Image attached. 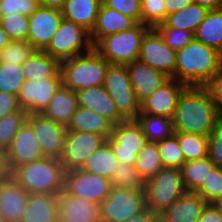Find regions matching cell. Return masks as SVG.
I'll return each instance as SVG.
<instances>
[{
    "instance_id": "1",
    "label": "cell",
    "mask_w": 222,
    "mask_h": 222,
    "mask_svg": "<svg viewBox=\"0 0 222 222\" xmlns=\"http://www.w3.org/2000/svg\"><path fill=\"white\" fill-rule=\"evenodd\" d=\"M217 116L216 106L205 87H186L173 117L174 131L209 136Z\"/></svg>"
},
{
    "instance_id": "2",
    "label": "cell",
    "mask_w": 222,
    "mask_h": 222,
    "mask_svg": "<svg viewBox=\"0 0 222 222\" xmlns=\"http://www.w3.org/2000/svg\"><path fill=\"white\" fill-rule=\"evenodd\" d=\"M222 69V54L195 39L176 51L175 80L204 87Z\"/></svg>"
},
{
    "instance_id": "3",
    "label": "cell",
    "mask_w": 222,
    "mask_h": 222,
    "mask_svg": "<svg viewBox=\"0 0 222 222\" xmlns=\"http://www.w3.org/2000/svg\"><path fill=\"white\" fill-rule=\"evenodd\" d=\"M65 169L59 159L42 158L14 169L10 176L30 194H59L64 189Z\"/></svg>"
},
{
    "instance_id": "4",
    "label": "cell",
    "mask_w": 222,
    "mask_h": 222,
    "mask_svg": "<svg viewBox=\"0 0 222 222\" xmlns=\"http://www.w3.org/2000/svg\"><path fill=\"white\" fill-rule=\"evenodd\" d=\"M109 62L94 48L85 54L60 62L63 86L77 92L104 83Z\"/></svg>"
},
{
    "instance_id": "5",
    "label": "cell",
    "mask_w": 222,
    "mask_h": 222,
    "mask_svg": "<svg viewBox=\"0 0 222 222\" xmlns=\"http://www.w3.org/2000/svg\"><path fill=\"white\" fill-rule=\"evenodd\" d=\"M150 28L137 23L130 30L101 38L93 48L110 64L126 65L139 58L141 41Z\"/></svg>"
},
{
    "instance_id": "6",
    "label": "cell",
    "mask_w": 222,
    "mask_h": 222,
    "mask_svg": "<svg viewBox=\"0 0 222 222\" xmlns=\"http://www.w3.org/2000/svg\"><path fill=\"white\" fill-rule=\"evenodd\" d=\"M144 193L147 208L160 215L186 193L181 169L163 168L145 182Z\"/></svg>"
},
{
    "instance_id": "7",
    "label": "cell",
    "mask_w": 222,
    "mask_h": 222,
    "mask_svg": "<svg viewBox=\"0 0 222 222\" xmlns=\"http://www.w3.org/2000/svg\"><path fill=\"white\" fill-rule=\"evenodd\" d=\"M92 49L90 33L78 24L63 18L44 52L62 62L88 53Z\"/></svg>"
},
{
    "instance_id": "8",
    "label": "cell",
    "mask_w": 222,
    "mask_h": 222,
    "mask_svg": "<svg viewBox=\"0 0 222 222\" xmlns=\"http://www.w3.org/2000/svg\"><path fill=\"white\" fill-rule=\"evenodd\" d=\"M147 209L144 190L112 186L100 204L103 222H125Z\"/></svg>"
},
{
    "instance_id": "9",
    "label": "cell",
    "mask_w": 222,
    "mask_h": 222,
    "mask_svg": "<svg viewBox=\"0 0 222 222\" xmlns=\"http://www.w3.org/2000/svg\"><path fill=\"white\" fill-rule=\"evenodd\" d=\"M103 87L125 120L136 119L140 114V104L136 100L126 65L109 64Z\"/></svg>"
},
{
    "instance_id": "10",
    "label": "cell",
    "mask_w": 222,
    "mask_h": 222,
    "mask_svg": "<svg viewBox=\"0 0 222 222\" xmlns=\"http://www.w3.org/2000/svg\"><path fill=\"white\" fill-rule=\"evenodd\" d=\"M121 164L135 166L137 155L147 142L136 119H127L114 125L111 136L106 140Z\"/></svg>"
},
{
    "instance_id": "11",
    "label": "cell",
    "mask_w": 222,
    "mask_h": 222,
    "mask_svg": "<svg viewBox=\"0 0 222 222\" xmlns=\"http://www.w3.org/2000/svg\"><path fill=\"white\" fill-rule=\"evenodd\" d=\"M111 188V180L101 175L80 168L65 172L64 189L83 200L101 204L109 195Z\"/></svg>"
},
{
    "instance_id": "12",
    "label": "cell",
    "mask_w": 222,
    "mask_h": 222,
    "mask_svg": "<svg viewBox=\"0 0 222 222\" xmlns=\"http://www.w3.org/2000/svg\"><path fill=\"white\" fill-rule=\"evenodd\" d=\"M138 60L175 79L176 51L164 43L154 28L143 36Z\"/></svg>"
},
{
    "instance_id": "13",
    "label": "cell",
    "mask_w": 222,
    "mask_h": 222,
    "mask_svg": "<svg viewBox=\"0 0 222 222\" xmlns=\"http://www.w3.org/2000/svg\"><path fill=\"white\" fill-rule=\"evenodd\" d=\"M106 140L104 136L95 133L67 131L64 151L60 159L65 171L81 168Z\"/></svg>"
},
{
    "instance_id": "14",
    "label": "cell",
    "mask_w": 222,
    "mask_h": 222,
    "mask_svg": "<svg viewBox=\"0 0 222 222\" xmlns=\"http://www.w3.org/2000/svg\"><path fill=\"white\" fill-rule=\"evenodd\" d=\"M62 85L60 71L53 78L43 81L26 80L17 95L20 108L28 114H41Z\"/></svg>"
},
{
    "instance_id": "15",
    "label": "cell",
    "mask_w": 222,
    "mask_h": 222,
    "mask_svg": "<svg viewBox=\"0 0 222 222\" xmlns=\"http://www.w3.org/2000/svg\"><path fill=\"white\" fill-rule=\"evenodd\" d=\"M26 122L32 127L44 157L61 159L67 128L42 114H28Z\"/></svg>"
},
{
    "instance_id": "16",
    "label": "cell",
    "mask_w": 222,
    "mask_h": 222,
    "mask_svg": "<svg viewBox=\"0 0 222 222\" xmlns=\"http://www.w3.org/2000/svg\"><path fill=\"white\" fill-rule=\"evenodd\" d=\"M5 154L10 173L22 165L44 158L40 143L27 122L20 128Z\"/></svg>"
},
{
    "instance_id": "17",
    "label": "cell",
    "mask_w": 222,
    "mask_h": 222,
    "mask_svg": "<svg viewBox=\"0 0 222 222\" xmlns=\"http://www.w3.org/2000/svg\"><path fill=\"white\" fill-rule=\"evenodd\" d=\"M62 19L63 16L60 10L39 6L38 9L29 16L27 42L38 51H44L57 32Z\"/></svg>"
},
{
    "instance_id": "18",
    "label": "cell",
    "mask_w": 222,
    "mask_h": 222,
    "mask_svg": "<svg viewBox=\"0 0 222 222\" xmlns=\"http://www.w3.org/2000/svg\"><path fill=\"white\" fill-rule=\"evenodd\" d=\"M187 86L170 78L140 105V114L173 119L180 95Z\"/></svg>"
},
{
    "instance_id": "19",
    "label": "cell",
    "mask_w": 222,
    "mask_h": 222,
    "mask_svg": "<svg viewBox=\"0 0 222 222\" xmlns=\"http://www.w3.org/2000/svg\"><path fill=\"white\" fill-rule=\"evenodd\" d=\"M126 67L136 100L140 105L170 79L166 74L139 60L126 64Z\"/></svg>"
},
{
    "instance_id": "20",
    "label": "cell",
    "mask_w": 222,
    "mask_h": 222,
    "mask_svg": "<svg viewBox=\"0 0 222 222\" xmlns=\"http://www.w3.org/2000/svg\"><path fill=\"white\" fill-rule=\"evenodd\" d=\"M101 220L100 204L83 200L63 189L58 194V222Z\"/></svg>"
},
{
    "instance_id": "21",
    "label": "cell",
    "mask_w": 222,
    "mask_h": 222,
    "mask_svg": "<svg viewBox=\"0 0 222 222\" xmlns=\"http://www.w3.org/2000/svg\"><path fill=\"white\" fill-rule=\"evenodd\" d=\"M28 198L11 176L0 182V207L6 222H22Z\"/></svg>"
},
{
    "instance_id": "22",
    "label": "cell",
    "mask_w": 222,
    "mask_h": 222,
    "mask_svg": "<svg viewBox=\"0 0 222 222\" xmlns=\"http://www.w3.org/2000/svg\"><path fill=\"white\" fill-rule=\"evenodd\" d=\"M78 106L89 108L106 117L114 125L125 119L118 113L115 103L103 85L89 87L76 92Z\"/></svg>"
},
{
    "instance_id": "23",
    "label": "cell",
    "mask_w": 222,
    "mask_h": 222,
    "mask_svg": "<svg viewBox=\"0 0 222 222\" xmlns=\"http://www.w3.org/2000/svg\"><path fill=\"white\" fill-rule=\"evenodd\" d=\"M207 202L196 192H186L160 214V222H198Z\"/></svg>"
},
{
    "instance_id": "24",
    "label": "cell",
    "mask_w": 222,
    "mask_h": 222,
    "mask_svg": "<svg viewBox=\"0 0 222 222\" xmlns=\"http://www.w3.org/2000/svg\"><path fill=\"white\" fill-rule=\"evenodd\" d=\"M136 24L137 22L133 18L101 4L95 27L90 33L91 43L94 46L101 38L130 30Z\"/></svg>"
},
{
    "instance_id": "25",
    "label": "cell",
    "mask_w": 222,
    "mask_h": 222,
    "mask_svg": "<svg viewBox=\"0 0 222 222\" xmlns=\"http://www.w3.org/2000/svg\"><path fill=\"white\" fill-rule=\"evenodd\" d=\"M113 127L114 124L106 117L89 108L78 106L66 128L67 131L90 132L108 139L112 134Z\"/></svg>"
},
{
    "instance_id": "26",
    "label": "cell",
    "mask_w": 222,
    "mask_h": 222,
    "mask_svg": "<svg viewBox=\"0 0 222 222\" xmlns=\"http://www.w3.org/2000/svg\"><path fill=\"white\" fill-rule=\"evenodd\" d=\"M77 108L78 101L76 92L62 85L55 92L48 106L41 114L46 118L67 127Z\"/></svg>"
},
{
    "instance_id": "27",
    "label": "cell",
    "mask_w": 222,
    "mask_h": 222,
    "mask_svg": "<svg viewBox=\"0 0 222 222\" xmlns=\"http://www.w3.org/2000/svg\"><path fill=\"white\" fill-rule=\"evenodd\" d=\"M22 222H58V194H30Z\"/></svg>"
},
{
    "instance_id": "28",
    "label": "cell",
    "mask_w": 222,
    "mask_h": 222,
    "mask_svg": "<svg viewBox=\"0 0 222 222\" xmlns=\"http://www.w3.org/2000/svg\"><path fill=\"white\" fill-rule=\"evenodd\" d=\"M101 4L102 0H66L61 10L62 16L91 33Z\"/></svg>"
},
{
    "instance_id": "29",
    "label": "cell",
    "mask_w": 222,
    "mask_h": 222,
    "mask_svg": "<svg viewBox=\"0 0 222 222\" xmlns=\"http://www.w3.org/2000/svg\"><path fill=\"white\" fill-rule=\"evenodd\" d=\"M22 71L25 80L43 81L60 71V62L44 51H37L22 64Z\"/></svg>"
},
{
    "instance_id": "30",
    "label": "cell",
    "mask_w": 222,
    "mask_h": 222,
    "mask_svg": "<svg viewBox=\"0 0 222 222\" xmlns=\"http://www.w3.org/2000/svg\"><path fill=\"white\" fill-rule=\"evenodd\" d=\"M194 38L222 54V8L209 10L194 32Z\"/></svg>"
},
{
    "instance_id": "31",
    "label": "cell",
    "mask_w": 222,
    "mask_h": 222,
    "mask_svg": "<svg viewBox=\"0 0 222 222\" xmlns=\"http://www.w3.org/2000/svg\"><path fill=\"white\" fill-rule=\"evenodd\" d=\"M208 12L207 8L192 2L186 8L167 15L164 24L172 29H182L194 33Z\"/></svg>"
},
{
    "instance_id": "32",
    "label": "cell",
    "mask_w": 222,
    "mask_h": 222,
    "mask_svg": "<svg viewBox=\"0 0 222 222\" xmlns=\"http://www.w3.org/2000/svg\"><path fill=\"white\" fill-rule=\"evenodd\" d=\"M118 164V159L115 157L111 146L105 142L85 161L80 169L111 180Z\"/></svg>"
},
{
    "instance_id": "33",
    "label": "cell",
    "mask_w": 222,
    "mask_h": 222,
    "mask_svg": "<svg viewBox=\"0 0 222 222\" xmlns=\"http://www.w3.org/2000/svg\"><path fill=\"white\" fill-rule=\"evenodd\" d=\"M214 167L215 164L208 156L184 163L181 167V172L186 192H196L203 185Z\"/></svg>"
},
{
    "instance_id": "34",
    "label": "cell",
    "mask_w": 222,
    "mask_h": 222,
    "mask_svg": "<svg viewBox=\"0 0 222 222\" xmlns=\"http://www.w3.org/2000/svg\"><path fill=\"white\" fill-rule=\"evenodd\" d=\"M137 122L142 128L147 141L159 142L175 134L173 119L148 114H139Z\"/></svg>"
},
{
    "instance_id": "35",
    "label": "cell",
    "mask_w": 222,
    "mask_h": 222,
    "mask_svg": "<svg viewBox=\"0 0 222 222\" xmlns=\"http://www.w3.org/2000/svg\"><path fill=\"white\" fill-rule=\"evenodd\" d=\"M135 168L146 182L164 168L160 156L158 142L147 141L137 155Z\"/></svg>"
},
{
    "instance_id": "36",
    "label": "cell",
    "mask_w": 222,
    "mask_h": 222,
    "mask_svg": "<svg viewBox=\"0 0 222 222\" xmlns=\"http://www.w3.org/2000/svg\"><path fill=\"white\" fill-rule=\"evenodd\" d=\"M179 147L185 158L189 161L203 159L208 156L209 136L194 133L175 132Z\"/></svg>"
},
{
    "instance_id": "37",
    "label": "cell",
    "mask_w": 222,
    "mask_h": 222,
    "mask_svg": "<svg viewBox=\"0 0 222 222\" xmlns=\"http://www.w3.org/2000/svg\"><path fill=\"white\" fill-rule=\"evenodd\" d=\"M28 112L20 109L16 112L5 115L0 119V150L6 152L20 130L26 122Z\"/></svg>"
},
{
    "instance_id": "38",
    "label": "cell",
    "mask_w": 222,
    "mask_h": 222,
    "mask_svg": "<svg viewBox=\"0 0 222 222\" xmlns=\"http://www.w3.org/2000/svg\"><path fill=\"white\" fill-rule=\"evenodd\" d=\"M25 81L22 65L0 63V91L18 95Z\"/></svg>"
},
{
    "instance_id": "39",
    "label": "cell",
    "mask_w": 222,
    "mask_h": 222,
    "mask_svg": "<svg viewBox=\"0 0 222 222\" xmlns=\"http://www.w3.org/2000/svg\"><path fill=\"white\" fill-rule=\"evenodd\" d=\"M38 50L27 41H11L0 53V63L22 65Z\"/></svg>"
},
{
    "instance_id": "40",
    "label": "cell",
    "mask_w": 222,
    "mask_h": 222,
    "mask_svg": "<svg viewBox=\"0 0 222 222\" xmlns=\"http://www.w3.org/2000/svg\"><path fill=\"white\" fill-rule=\"evenodd\" d=\"M164 168L181 169L185 158L175 135L158 142Z\"/></svg>"
},
{
    "instance_id": "41",
    "label": "cell",
    "mask_w": 222,
    "mask_h": 222,
    "mask_svg": "<svg viewBox=\"0 0 222 222\" xmlns=\"http://www.w3.org/2000/svg\"><path fill=\"white\" fill-rule=\"evenodd\" d=\"M0 25L12 41H27L29 34V17L17 13L0 16Z\"/></svg>"
},
{
    "instance_id": "42",
    "label": "cell",
    "mask_w": 222,
    "mask_h": 222,
    "mask_svg": "<svg viewBox=\"0 0 222 222\" xmlns=\"http://www.w3.org/2000/svg\"><path fill=\"white\" fill-rule=\"evenodd\" d=\"M112 186L144 190L145 181L140 177L133 165L118 164L111 179Z\"/></svg>"
},
{
    "instance_id": "43",
    "label": "cell",
    "mask_w": 222,
    "mask_h": 222,
    "mask_svg": "<svg viewBox=\"0 0 222 222\" xmlns=\"http://www.w3.org/2000/svg\"><path fill=\"white\" fill-rule=\"evenodd\" d=\"M141 23L156 28L166 20L164 0H141Z\"/></svg>"
},
{
    "instance_id": "44",
    "label": "cell",
    "mask_w": 222,
    "mask_h": 222,
    "mask_svg": "<svg viewBox=\"0 0 222 222\" xmlns=\"http://www.w3.org/2000/svg\"><path fill=\"white\" fill-rule=\"evenodd\" d=\"M196 193L207 203H218L222 199V168L215 166Z\"/></svg>"
},
{
    "instance_id": "45",
    "label": "cell",
    "mask_w": 222,
    "mask_h": 222,
    "mask_svg": "<svg viewBox=\"0 0 222 222\" xmlns=\"http://www.w3.org/2000/svg\"><path fill=\"white\" fill-rule=\"evenodd\" d=\"M154 29L162 36L164 43L175 51L183 49L195 39L193 32L182 29H172L164 23Z\"/></svg>"
},
{
    "instance_id": "46",
    "label": "cell",
    "mask_w": 222,
    "mask_h": 222,
    "mask_svg": "<svg viewBox=\"0 0 222 222\" xmlns=\"http://www.w3.org/2000/svg\"><path fill=\"white\" fill-rule=\"evenodd\" d=\"M39 6V0H2L0 2V16L17 13L29 17Z\"/></svg>"
},
{
    "instance_id": "47",
    "label": "cell",
    "mask_w": 222,
    "mask_h": 222,
    "mask_svg": "<svg viewBox=\"0 0 222 222\" xmlns=\"http://www.w3.org/2000/svg\"><path fill=\"white\" fill-rule=\"evenodd\" d=\"M209 159L222 168V113H218L215 127L209 135Z\"/></svg>"
},
{
    "instance_id": "48",
    "label": "cell",
    "mask_w": 222,
    "mask_h": 222,
    "mask_svg": "<svg viewBox=\"0 0 222 222\" xmlns=\"http://www.w3.org/2000/svg\"><path fill=\"white\" fill-rule=\"evenodd\" d=\"M141 0H102L106 7L133 18L137 23H141Z\"/></svg>"
},
{
    "instance_id": "49",
    "label": "cell",
    "mask_w": 222,
    "mask_h": 222,
    "mask_svg": "<svg viewBox=\"0 0 222 222\" xmlns=\"http://www.w3.org/2000/svg\"><path fill=\"white\" fill-rule=\"evenodd\" d=\"M204 87L209 92L218 113H222V69Z\"/></svg>"
},
{
    "instance_id": "50",
    "label": "cell",
    "mask_w": 222,
    "mask_h": 222,
    "mask_svg": "<svg viewBox=\"0 0 222 222\" xmlns=\"http://www.w3.org/2000/svg\"><path fill=\"white\" fill-rule=\"evenodd\" d=\"M20 109L17 95L0 91V119Z\"/></svg>"
},
{
    "instance_id": "51",
    "label": "cell",
    "mask_w": 222,
    "mask_h": 222,
    "mask_svg": "<svg viewBox=\"0 0 222 222\" xmlns=\"http://www.w3.org/2000/svg\"><path fill=\"white\" fill-rule=\"evenodd\" d=\"M198 222H222V208L218 203H207Z\"/></svg>"
},
{
    "instance_id": "52",
    "label": "cell",
    "mask_w": 222,
    "mask_h": 222,
    "mask_svg": "<svg viewBox=\"0 0 222 222\" xmlns=\"http://www.w3.org/2000/svg\"><path fill=\"white\" fill-rule=\"evenodd\" d=\"M193 0H164L167 15L175 13L189 6Z\"/></svg>"
},
{
    "instance_id": "53",
    "label": "cell",
    "mask_w": 222,
    "mask_h": 222,
    "mask_svg": "<svg viewBox=\"0 0 222 222\" xmlns=\"http://www.w3.org/2000/svg\"><path fill=\"white\" fill-rule=\"evenodd\" d=\"M125 222H160V215L147 208L142 213L127 219Z\"/></svg>"
},
{
    "instance_id": "54",
    "label": "cell",
    "mask_w": 222,
    "mask_h": 222,
    "mask_svg": "<svg viewBox=\"0 0 222 222\" xmlns=\"http://www.w3.org/2000/svg\"><path fill=\"white\" fill-rule=\"evenodd\" d=\"M10 177V172L8 170L6 154L4 151L0 150V182L6 180Z\"/></svg>"
},
{
    "instance_id": "55",
    "label": "cell",
    "mask_w": 222,
    "mask_h": 222,
    "mask_svg": "<svg viewBox=\"0 0 222 222\" xmlns=\"http://www.w3.org/2000/svg\"><path fill=\"white\" fill-rule=\"evenodd\" d=\"M193 2L207 8L208 10H217L222 8V0H193Z\"/></svg>"
},
{
    "instance_id": "56",
    "label": "cell",
    "mask_w": 222,
    "mask_h": 222,
    "mask_svg": "<svg viewBox=\"0 0 222 222\" xmlns=\"http://www.w3.org/2000/svg\"><path fill=\"white\" fill-rule=\"evenodd\" d=\"M66 0H39L40 6L62 10Z\"/></svg>"
},
{
    "instance_id": "57",
    "label": "cell",
    "mask_w": 222,
    "mask_h": 222,
    "mask_svg": "<svg viewBox=\"0 0 222 222\" xmlns=\"http://www.w3.org/2000/svg\"><path fill=\"white\" fill-rule=\"evenodd\" d=\"M11 41L7 32L0 25V53Z\"/></svg>"
},
{
    "instance_id": "58",
    "label": "cell",
    "mask_w": 222,
    "mask_h": 222,
    "mask_svg": "<svg viewBox=\"0 0 222 222\" xmlns=\"http://www.w3.org/2000/svg\"><path fill=\"white\" fill-rule=\"evenodd\" d=\"M0 222H6L1 211V207H0Z\"/></svg>"
},
{
    "instance_id": "59",
    "label": "cell",
    "mask_w": 222,
    "mask_h": 222,
    "mask_svg": "<svg viewBox=\"0 0 222 222\" xmlns=\"http://www.w3.org/2000/svg\"><path fill=\"white\" fill-rule=\"evenodd\" d=\"M218 204L221 206L222 208V199L218 202Z\"/></svg>"
}]
</instances>
